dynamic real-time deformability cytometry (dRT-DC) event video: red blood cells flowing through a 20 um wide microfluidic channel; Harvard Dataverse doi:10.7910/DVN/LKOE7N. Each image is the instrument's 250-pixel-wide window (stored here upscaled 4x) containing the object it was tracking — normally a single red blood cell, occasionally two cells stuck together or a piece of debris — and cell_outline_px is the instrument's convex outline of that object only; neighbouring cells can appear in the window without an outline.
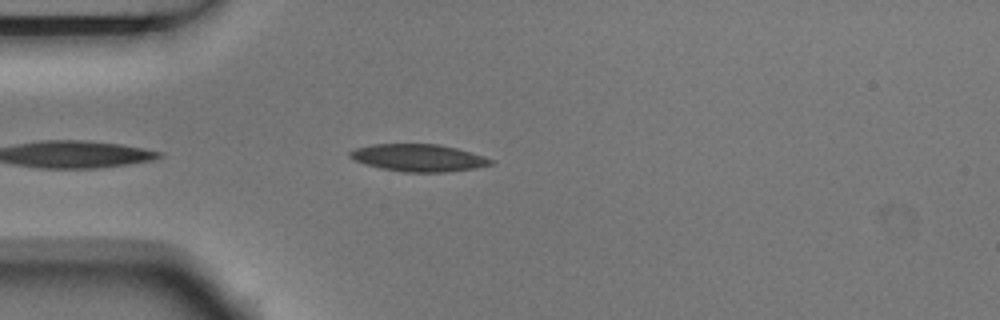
{"species": "Egyptian fruit bat (a non-hibernating species)", "species_latin": "Rousettus aegyptiacus", "temperature_condition": "room temperature", "stored_images_in_passage": 6, "camera_frame_rate_fps": 3000, "um_per_image_px": 0.085, "animal": {"sex": "male"}, "frame": {"image": 1, "passage_image": 5, "time_ms": 1.333, "image_size_px": [1000, 320], "cell_outline_px": [[496, 160], [492, 164], [476, 168], [448, 172], [404, 172], [380, 168], [356, 160], [348, 156], [348, 152], [356, 148], [372, 144], [440, 144], [456, 148], [484, 156]], "centroid_in_image_um": [35.61, 13.41], "position_along_channel_um": 49.4, "area_um2": 22.37}}